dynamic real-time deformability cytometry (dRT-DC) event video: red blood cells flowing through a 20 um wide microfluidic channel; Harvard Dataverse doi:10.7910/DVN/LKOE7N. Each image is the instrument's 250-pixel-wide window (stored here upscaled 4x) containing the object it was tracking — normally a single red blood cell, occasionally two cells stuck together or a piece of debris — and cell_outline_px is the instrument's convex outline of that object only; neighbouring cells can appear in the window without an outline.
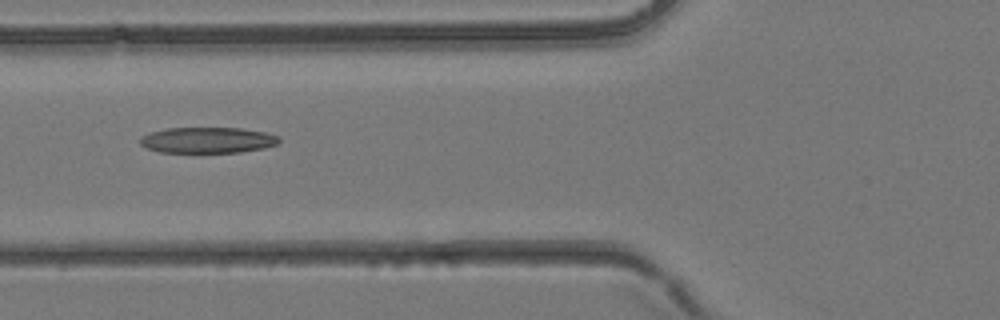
{"species": "common noctule bat (a hibernating species)", "species_latin": "Nyctalus noctula", "temperature_condition": "room temperature", "stored_images_in_passage": 4, "camera_frame_rate_fps": 3000, "um_per_image_px": 0.085, "animal": {"sex": "female", "body_mass_g": 24.6, "forearm_length_mm": 56.2}, "frame": {"image": 1, "passage_image": 4, "time_ms": 1.0, "image_size_px": [1000, 320], "cell_outline_px": [[280, 140], [276, 144], [264, 148], [240, 152], [160, 152], [148, 148], [140, 144], [140, 136], [148, 132], [168, 128], [240, 128], [264, 132], [280, 136]], "centroid_in_image_um": [17.63, 11.9], "position_along_channel_um": 108.2, "area_um2": 20.92}}